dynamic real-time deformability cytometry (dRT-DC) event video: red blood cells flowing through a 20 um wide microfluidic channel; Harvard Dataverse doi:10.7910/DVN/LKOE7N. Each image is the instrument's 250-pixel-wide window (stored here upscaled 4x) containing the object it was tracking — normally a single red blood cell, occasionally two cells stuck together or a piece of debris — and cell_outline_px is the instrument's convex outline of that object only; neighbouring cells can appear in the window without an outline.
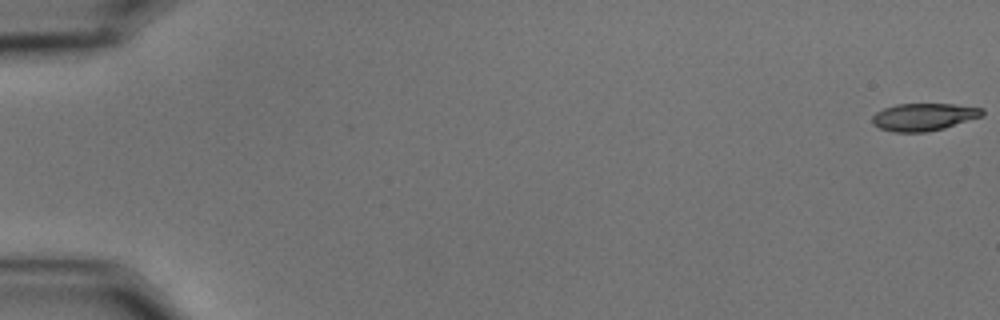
{"species": "common noctule bat (a hibernating species)", "species_latin": "Nyctalus noctula", "temperature_condition": "cold", "stored_images_in_passage": 60, "camera_frame_rate_fps": 3000, "um_per_image_px": 0.085, "animal": {"sex": "male", "body_mass_g": 15.6}, "frame": {"image": 1, "passage_image": 1, "time_ms": 0.0, "image_size_px": [1000, 320], "cell_outline_px": [[984, 116], [944, 128], [928, 132], [892, 132], [880, 128], [872, 124], [872, 116], [876, 112], [884, 108], [896, 104], [952, 104], [984, 108]], "centroid_in_image_um": [78.53, 9.94], "position_along_channel_um": 6.5, "area_um2": 17.74}}
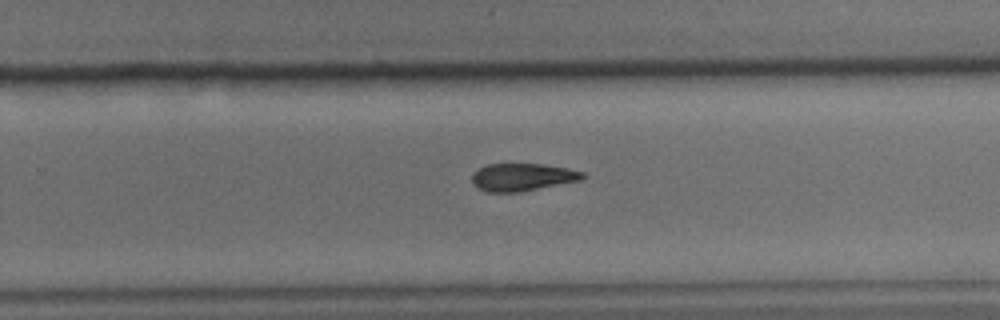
{"frame": {"image": 2, "passage_image": 39, "time_ms": 12.667, "image_size_px": [1000, 320], "cell_outline_px": [[588, 176], [580, 180], [520, 192], [488, 192], [476, 188], [472, 184], [472, 172], [488, 164], [544, 164], [568, 168], [584, 172]], "centroid_in_image_um": [44.39, 15.05], "position_along_channel_um": 285.4, "area_um2": 17.92}}
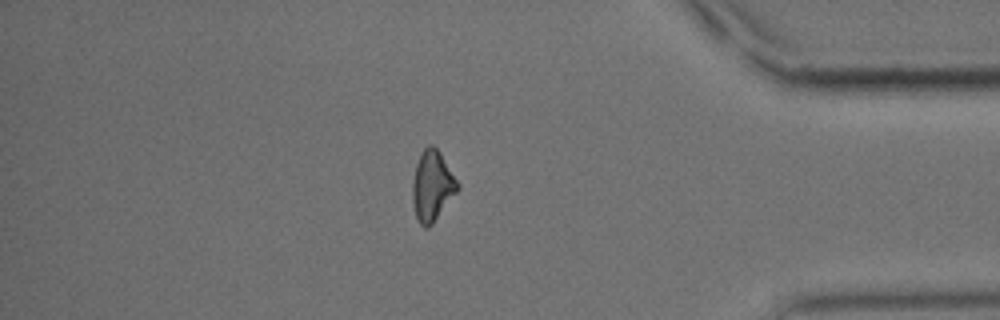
{"frame": {"image": 3, "passage_image": 51, "time_ms": 16.667, "image_size_px": [1000, 320], "cell_outline_px": [[460, 188], [432, 224], [428, 228], [424, 228], [420, 224], [416, 216], [412, 200], [412, 184], [416, 164], [420, 152], [428, 144], [432, 144], [440, 152], [460, 184]], "centroid_in_image_um": [36.74, 15.78], "position_along_channel_um": 398.5, "area_um2": 18.55}}